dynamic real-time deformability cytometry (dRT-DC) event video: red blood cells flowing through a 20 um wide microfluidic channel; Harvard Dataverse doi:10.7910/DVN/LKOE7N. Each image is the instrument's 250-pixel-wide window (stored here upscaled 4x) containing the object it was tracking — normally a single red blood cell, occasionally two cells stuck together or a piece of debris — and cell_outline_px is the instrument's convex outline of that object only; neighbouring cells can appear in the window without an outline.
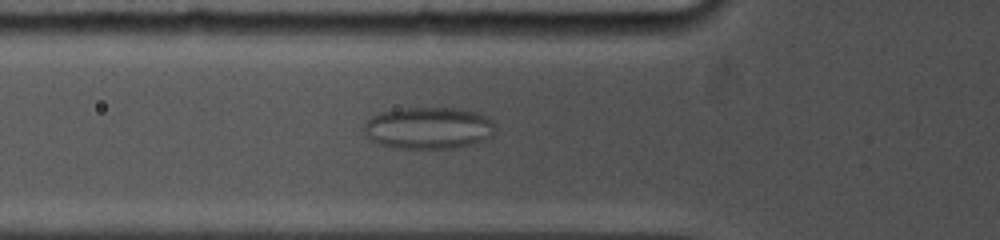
{"species": "common noctule bat (a hibernating species)", "species_latin": "Nyctalus noctula", "temperature_condition": "cold", "stored_images_in_passage": 12, "camera_frame_rate_fps": 5000, "um_per_image_px": 0.085, "animal": {"sex": "female", "body_mass_g": 19.0, "forearm_length_mm": 53.3}, "frame": {"image": 1, "passage_image": 9, "time_ms": 6.0, "image_size_px": [1000, 240], "cell_outline_px": [[496, 132], [492, 136], [484, 140], [472, 144], [452, 148], [396, 148], [380, 144], [368, 140], [360, 128], [372, 116], [380, 112], [404, 108], [456, 108], [480, 112], [492, 120], [496, 124]], "centroid_in_image_um": [36.43, 10.88], "position_along_channel_um": 89.4, "area_um2": 32.6}}